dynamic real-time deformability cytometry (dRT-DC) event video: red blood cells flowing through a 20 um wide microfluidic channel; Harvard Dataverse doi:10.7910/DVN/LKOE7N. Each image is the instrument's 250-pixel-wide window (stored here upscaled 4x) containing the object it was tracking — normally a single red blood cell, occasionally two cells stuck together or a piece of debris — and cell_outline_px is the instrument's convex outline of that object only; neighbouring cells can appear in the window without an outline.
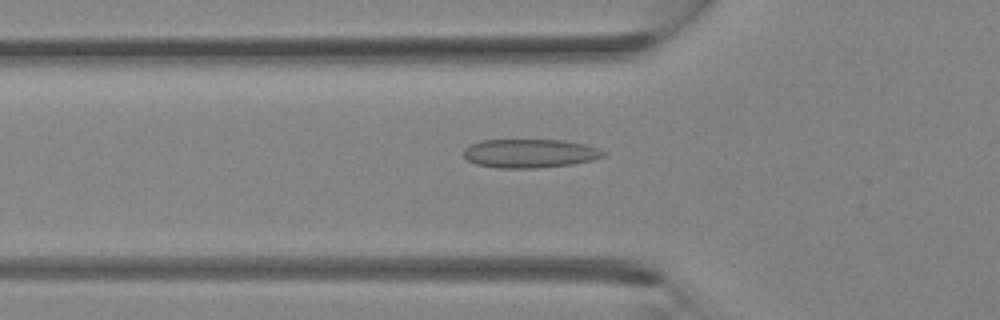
{"species": "Egyptian fruit bat (a non-hibernating species)", "species_latin": "Rousettus aegyptiacus", "temperature_condition": "room temperature", "stored_images_in_passage": 24, "camera_frame_rate_fps": 3000, "um_per_image_px": 0.085, "animal": {"sex": "female"}, "frame": {"image": 1, "passage_image": 3, "time_ms": 0.667, "image_size_px": [1000, 320], "cell_outline_px": [[608, 152], [604, 156], [592, 160], [572, 164], [536, 168], [496, 168], [476, 164], [468, 160], [464, 156], [464, 148], [468, 144], [480, 140], [564, 140], [584, 144]], "centroid_in_image_um": [45.01, 13.03], "position_along_channel_um": 80.8, "area_um2": 23.52}}
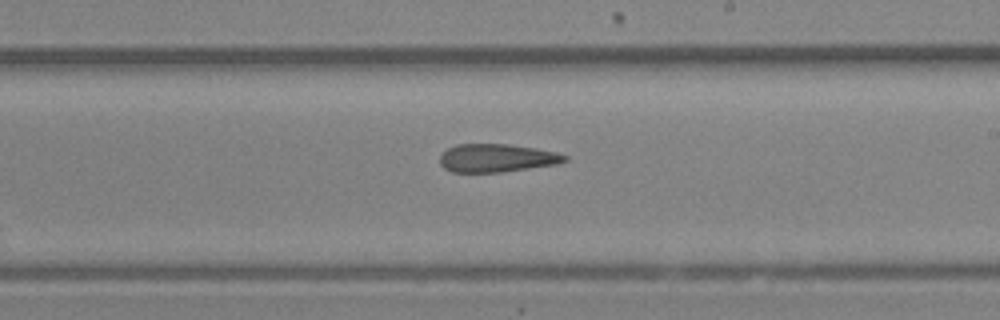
{"frame": {"image": 2, "passage_image": 11, "time_ms": 3.333, "image_size_px": [1000, 320], "cell_outline_px": [[568, 160], [556, 164], [500, 172], [452, 172], [444, 168], [440, 164], [440, 156], [448, 148], [456, 144], [508, 144], [536, 148], [556, 152], [568, 156]], "centroid_in_image_um": [42.21, 13.43], "position_along_channel_um": 246.8, "area_um2": 20.4}}
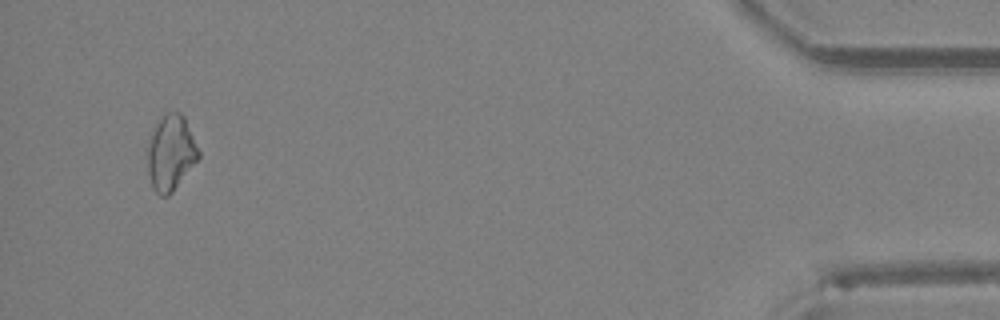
{"frame": {"image": 3, "passage_image": 23, "time_ms": 7.333, "image_size_px": [1000, 320], "cell_outline_px": [[200, 156], [172, 192], [168, 196], [160, 196], [152, 188], [148, 172], [148, 144], [152, 132], [156, 124], [168, 112], [180, 112], [184, 116], [200, 152]], "centroid_in_image_um": [14.51, 13.01], "position_along_channel_um": 420.7, "area_um2": 22.02}}